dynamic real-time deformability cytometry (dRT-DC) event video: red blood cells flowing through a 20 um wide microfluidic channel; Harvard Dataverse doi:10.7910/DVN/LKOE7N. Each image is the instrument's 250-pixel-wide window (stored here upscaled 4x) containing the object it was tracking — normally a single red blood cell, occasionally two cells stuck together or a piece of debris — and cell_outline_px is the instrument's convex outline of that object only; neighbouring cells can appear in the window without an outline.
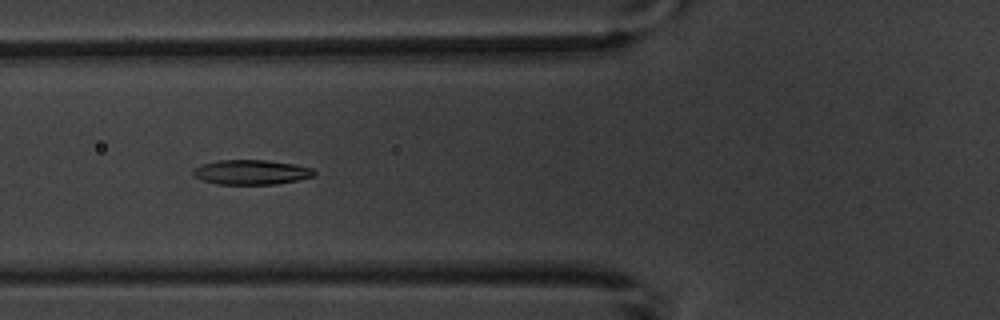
{"species": "common noctule bat (a hibernating species)", "species_latin": "Nyctalus noctula", "temperature_condition": "warm", "stored_images_in_passage": 7, "camera_frame_rate_fps": 3000, "um_per_image_px": 0.085, "animal": {"sex": "male", "body_mass_g": 20.1, "forearm_length_mm": 53.5}, "frame": {"image": 1, "passage_image": 6, "time_ms": 5.667, "image_size_px": [1000, 320], "cell_outline_px": [[316, 176], [276, 184], [216, 184], [204, 180], [196, 176], [192, 172], [196, 168], [204, 164], [216, 160], [268, 160], [292, 164], [312, 168], [316, 172]], "centroid_in_image_um": [21.4, 14.63], "position_along_channel_um": 104.4, "area_um2": 17.22}}
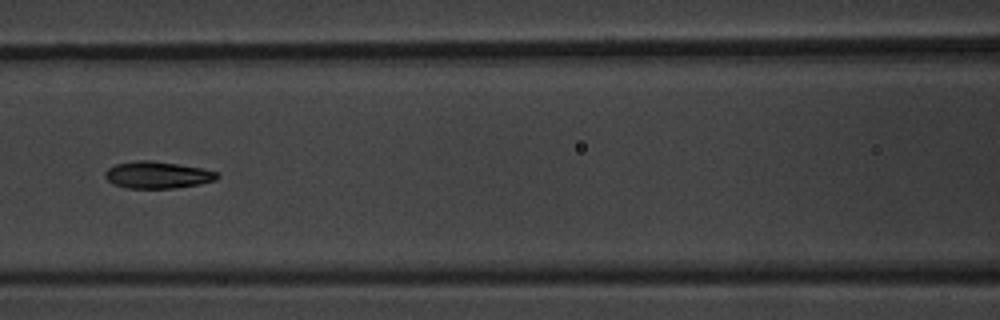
{"frame": {"image": 2, "passage_image": 7, "time_ms": 7.0, "image_size_px": [1000, 320], "cell_outline_px": [[220, 176], [216, 180], [200, 184], [176, 188], [128, 188], [112, 184], [104, 176], [104, 172], [108, 168], [116, 164], [136, 160], [152, 160], [200, 168], [216, 172]], "centroid_in_image_um": [13.36, 14.87], "position_along_channel_um": 153.2, "area_um2": 17.57}}